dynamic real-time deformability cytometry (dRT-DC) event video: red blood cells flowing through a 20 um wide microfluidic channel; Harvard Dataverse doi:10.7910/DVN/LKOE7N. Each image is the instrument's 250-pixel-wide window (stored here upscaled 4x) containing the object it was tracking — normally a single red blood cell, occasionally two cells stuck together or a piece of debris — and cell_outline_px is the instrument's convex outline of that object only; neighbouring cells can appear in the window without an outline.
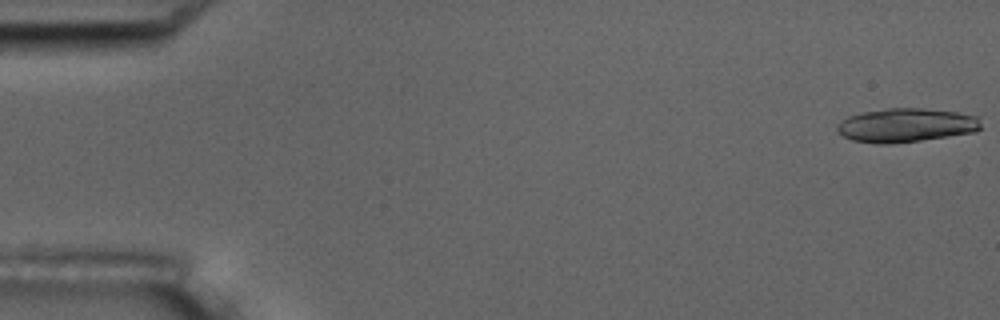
{"species": "common noctule bat (a hibernating species)", "species_latin": "Nyctalus noctula", "temperature_condition": "room temperature", "stored_images_in_passage": 6, "camera_frame_rate_fps": 3000, "um_per_image_px": 0.085, "animal": {"sex": "male", "body_mass_g": 17.5, "forearm_length_mm": 52.3}, "frame": {"image": 1, "passage_image": 1, "time_ms": 0.0, "image_size_px": [1000, 320], "cell_outline_px": [[980, 128], [976, 132], [920, 140], [888, 144], [876, 144], [852, 140], [836, 132], [836, 124], [848, 116], [864, 112], [888, 108], [920, 108], [956, 112], [980, 116]], "centroid_in_image_um": [77.0, 10.64], "position_along_channel_um": 8.0, "area_um2": 28.44}}